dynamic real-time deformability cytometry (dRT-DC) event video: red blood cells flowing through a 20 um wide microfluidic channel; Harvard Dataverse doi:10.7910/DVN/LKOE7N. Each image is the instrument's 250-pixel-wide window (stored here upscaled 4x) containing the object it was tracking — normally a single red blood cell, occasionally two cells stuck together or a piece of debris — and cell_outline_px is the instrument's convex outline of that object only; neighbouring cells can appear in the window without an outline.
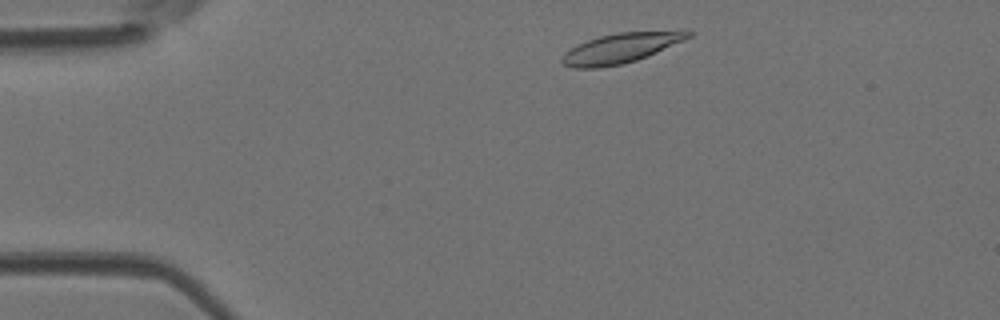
{"species": "Egyptian fruit bat (a non-hibernating species)", "species_latin": "Rousettus aegyptiacus", "temperature_condition": "room temperature", "stored_images_in_passage": 5, "camera_frame_rate_fps": 3000, "um_per_image_px": 0.085, "animal": {"sex": "female"}, "frame": {"image": 1, "passage_image": 1, "time_ms": 0.0, "image_size_px": [1000, 320], "cell_outline_px": [[692, 36], [684, 40], [648, 56], [624, 64], [596, 68], [572, 68], [564, 64], [560, 60], [564, 52], [588, 40], [600, 36], [616, 32], [680, 28], [692, 32]], "centroid_in_image_um": [52.87, 4.05], "position_along_channel_um": 32.1, "area_um2": 22.54}}
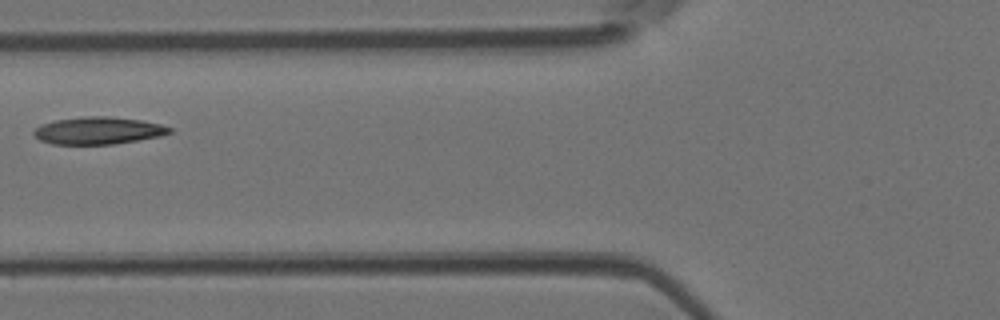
{"frame": {"image": 2, "passage_image": 4, "time_ms": 1.0, "image_size_px": [1000, 320], "cell_outline_px": [[172, 132], [160, 136], [116, 144], [52, 144], [40, 140], [32, 132], [40, 124], [56, 120], [84, 116], [108, 116], [140, 120], [160, 124], [172, 128]], "centroid_in_image_um": [8.35, 11.1], "position_along_channel_um": 117.5, "area_um2": 21.56}}
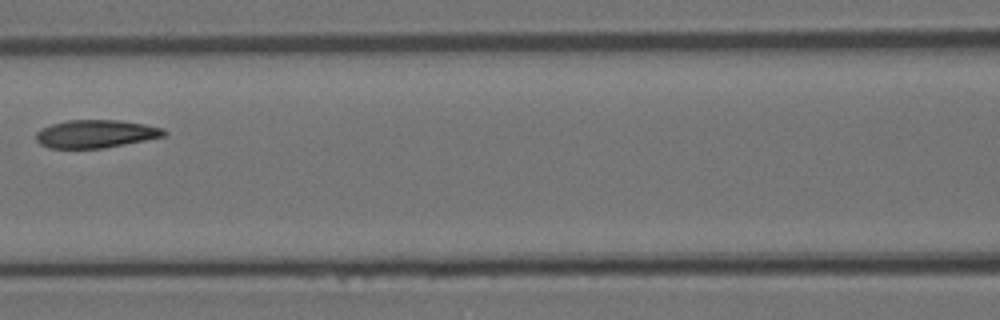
{"frame": {"image": 3, "passage_image": 5, "time_ms": 1.333, "image_size_px": [1000, 320], "cell_outline_px": [[168, 132], [164, 136], [104, 148], [48, 148], [40, 144], [36, 140], [36, 132], [40, 128], [52, 124], [68, 120], [120, 120], [144, 124], [164, 128]], "centroid_in_image_um": [8.12, 11.37], "position_along_channel_um": 158.5, "area_um2": 20.87}}